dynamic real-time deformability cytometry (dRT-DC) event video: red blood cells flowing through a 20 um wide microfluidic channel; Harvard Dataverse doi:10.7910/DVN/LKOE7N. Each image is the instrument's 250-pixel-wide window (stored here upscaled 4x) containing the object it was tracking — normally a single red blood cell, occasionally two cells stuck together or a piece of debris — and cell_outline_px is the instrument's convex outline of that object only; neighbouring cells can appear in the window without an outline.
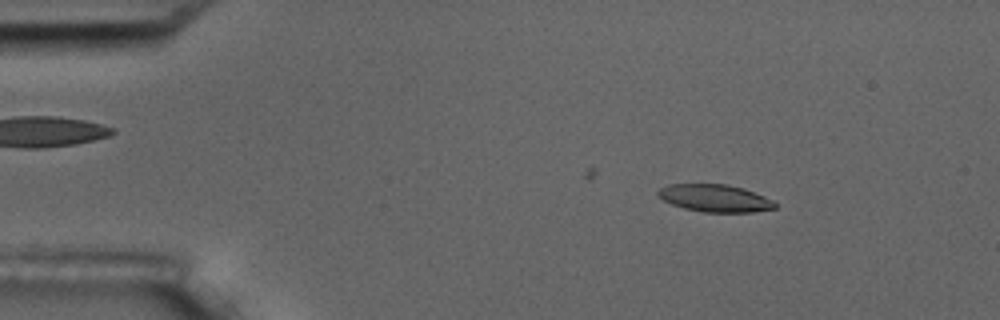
{"species": "common noctule bat (a hibernating species)", "species_latin": "Nyctalus noctula", "temperature_condition": "room temperature", "stored_images_in_passage": 4, "camera_frame_rate_fps": 3000, "um_per_image_px": 0.085, "animal": {"sex": "male", "body_mass_g": 17.5, "forearm_length_mm": 52.3}, "frame": {"image": 1, "passage_image": 2, "time_ms": 1.0, "image_size_px": [1000, 320], "cell_outline_px": [[776, 208], [752, 212], [704, 212], [684, 208], [672, 204], [664, 200], [656, 192], [660, 188], [668, 184], [724, 184], [744, 188], [764, 196], [772, 200], [776, 204]], "centroid_in_image_um": [60.77, 16.84], "position_along_channel_um": 24.2, "area_um2": 18.55}}